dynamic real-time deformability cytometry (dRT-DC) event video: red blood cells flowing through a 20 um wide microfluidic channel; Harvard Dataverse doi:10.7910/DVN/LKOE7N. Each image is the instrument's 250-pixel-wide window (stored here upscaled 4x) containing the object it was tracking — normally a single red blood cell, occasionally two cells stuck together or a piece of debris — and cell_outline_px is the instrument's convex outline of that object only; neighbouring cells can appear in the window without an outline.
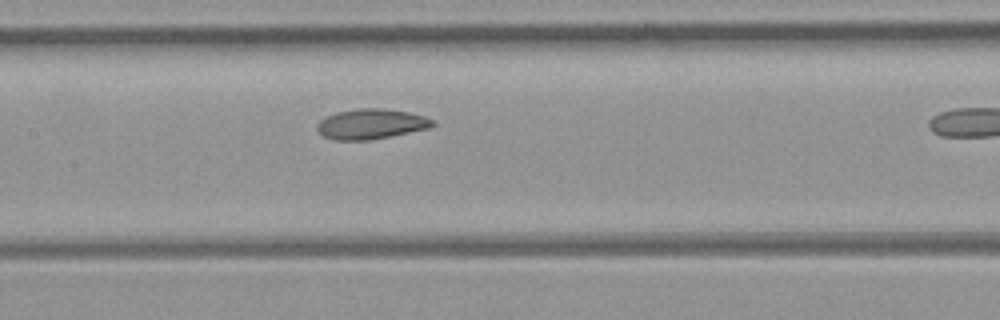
{"species": "common noctule bat (a hibernating species)", "species_latin": "Nyctalus noctula", "temperature_condition": "room temperature", "stored_images_in_passage": 16, "camera_frame_rate_fps": 3000, "um_per_image_px": 0.085, "animal": {"sex": "female", "body_mass_g": 21.9}, "frame": {"image": 1, "passage_image": 12, "time_ms": 3.667, "image_size_px": [1000, 320], "cell_outline_px": [[436, 124], [428, 128], [368, 140], [336, 140], [324, 136], [316, 128], [316, 124], [324, 116], [336, 112], [356, 108], [384, 108], [408, 112], [424, 116], [432, 120]], "centroid_in_image_um": [31.49, 10.52], "position_along_channel_um": 175.9, "area_um2": 20.17}}